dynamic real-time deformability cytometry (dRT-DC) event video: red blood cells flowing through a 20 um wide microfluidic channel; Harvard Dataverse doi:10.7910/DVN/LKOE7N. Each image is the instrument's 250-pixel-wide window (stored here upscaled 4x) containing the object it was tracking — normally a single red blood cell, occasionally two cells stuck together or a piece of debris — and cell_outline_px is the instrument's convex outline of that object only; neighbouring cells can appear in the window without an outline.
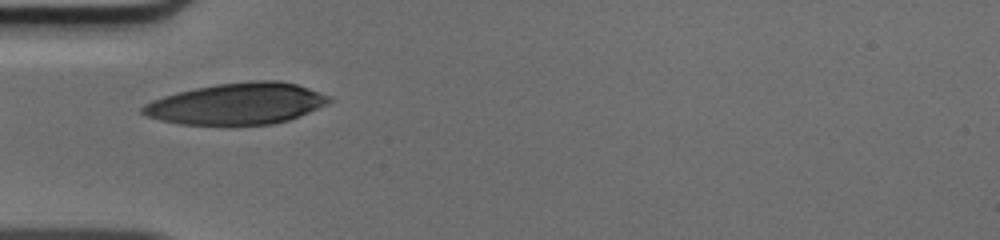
{"species": "human", "species_latin": "Homo sapiens", "temperature_condition": "cold", "stored_images_in_passage": 22, "camera_frame_rate_fps": 3000, "um_per_image_px": 0.085, "donor": {"sex": "male"}, "frame": {"image": 1, "passage_image": 1, "time_ms": 0.0, "image_size_px": [1000, 240], "cell_outline_px": [[332, 100], [328, 104], [300, 116], [288, 120], [272, 124], [180, 124], [160, 120], [148, 116], [140, 112], [140, 108], [144, 104], [152, 100], [164, 96], [196, 88], [216, 84], [252, 80], [276, 80], [296, 84], [332, 96]], "centroid_in_image_um": [20.17, 8.81], "position_along_channel_um": 64.8, "area_um2": 44.8}}